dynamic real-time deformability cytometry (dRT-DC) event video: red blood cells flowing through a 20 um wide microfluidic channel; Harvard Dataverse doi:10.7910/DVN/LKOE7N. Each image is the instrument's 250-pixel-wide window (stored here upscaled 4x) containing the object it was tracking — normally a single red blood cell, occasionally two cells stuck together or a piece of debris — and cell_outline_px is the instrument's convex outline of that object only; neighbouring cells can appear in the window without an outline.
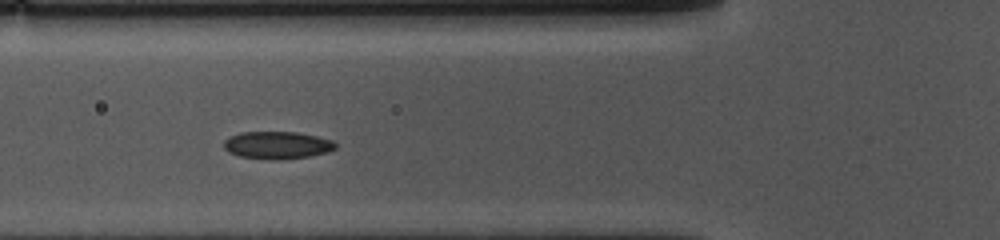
{"species": "common noctule bat (a hibernating species)", "species_latin": "Nyctalus noctula", "temperature_condition": "cold", "stored_images_in_passage": 16, "camera_frame_rate_fps": 3000, "um_per_image_px": 0.085, "animal": {"sex": "female", "body_mass_g": 10.0, "forearm_length_mm": 53.1}, "frame": {"image": 1, "passage_image": 5, "time_ms": 1.333, "image_size_px": [1000, 240], "cell_outline_px": [[336, 148], [328, 152], [308, 156], [280, 160], [272, 160], [240, 156], [228, 152], [224, 148], [224, 140], [228, 136], [240, 132], [296, 132], [316, 136], [332, 140], [336, 144]], "centroid_in_image_um": [23.54, 12.33], "position_along_channel_um": 102.3, "area_um2": 17.92}}
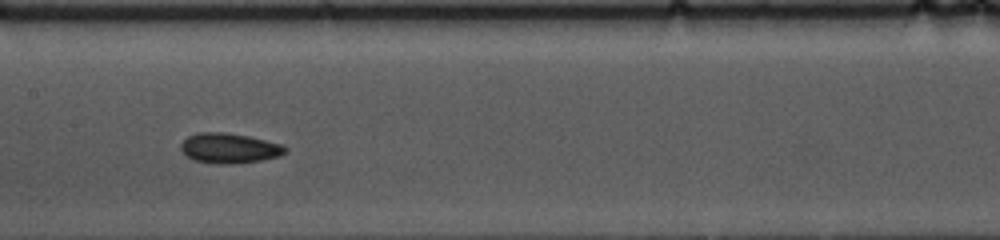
{"frame": {"image": 2, "passage_image": 12, "time_ms": 3.667, "image_size_px": [1000, 240], "cell_outline_px": [[288, 148], [280, 156], [260, 160], [232, 164], [216, 164], [192, 160], [180, 148], [180, 144], [188, 136], [200, 132], [224, 132], [248, 136], [284, 144]], "centroid_in_image_um": [19.5, 12.59], "position_along_channel_um": 187.9, "area_um2": 18.32}}